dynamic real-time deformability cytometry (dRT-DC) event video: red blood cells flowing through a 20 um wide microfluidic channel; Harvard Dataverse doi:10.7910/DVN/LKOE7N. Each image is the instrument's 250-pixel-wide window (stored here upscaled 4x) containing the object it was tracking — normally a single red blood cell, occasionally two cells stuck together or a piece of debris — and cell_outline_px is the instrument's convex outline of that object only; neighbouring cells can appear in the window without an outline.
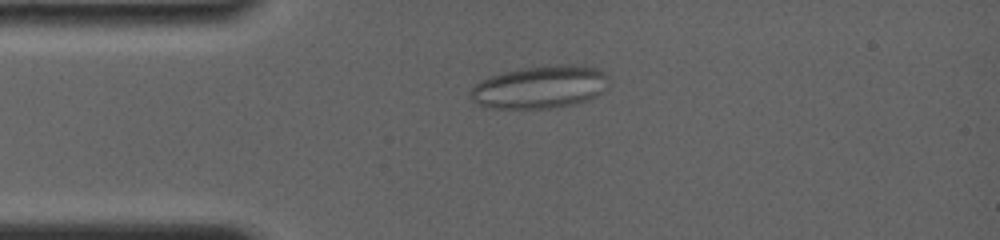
{"species": "common noctule bat (a hibernating species)", "species_latin": "Nyctalus noctula", "temperature_condition": "room temperature", "stored_images_in_passage": 60, "camera_frame_rate_fps": 4000, "um_per_image_px": 0.085, "animal": {"sex": "female", "body_mass_g": 19.0, "forearm_length_mm": 56.7}, "frame": {"image": 1, "passage_image": 7, "time_ms": 1.5, "image_size_px": [1000, 240], "cell_outline_px": [[608, 80], [604, 88], [596, 96], [588, 100], [576, 104], [548, 108], [492, 108], [480, 104], [472, 100], [472, 88], [480, 80], [504, 72], [524, 68], [580, 64], [596, 68], [604, 72], [608, 76]], "centroid_in_image_um": [45.93, 7.41], "position_along_channel_um": 39.1, "area_um2": 33.81}}
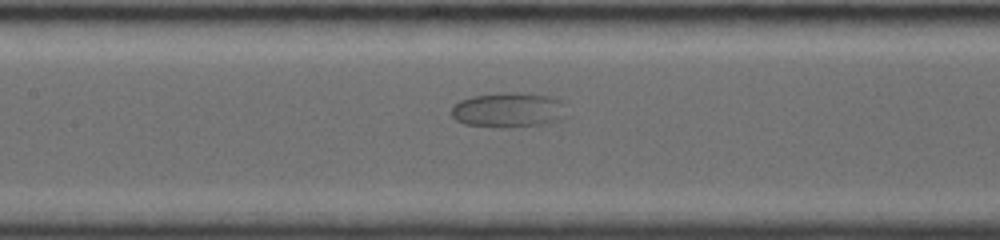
{"frame": {"image": 2, "passage_image": 23, "time_ms": 5.5, "image_size_px": [1000, 240], "cell_outline_px": [[568, 116], [544, 124], [512, 128], [504, 128], [464, 124], [456, 120], [448, 112], [460, 100], [472, 96], [504, 92], [520, 92], [548, 96], [560, 100]], "centroid_in_image_um": [43.19, 9.36], "position_along_channel_um": 164.2, "area_um2": 23.7}}
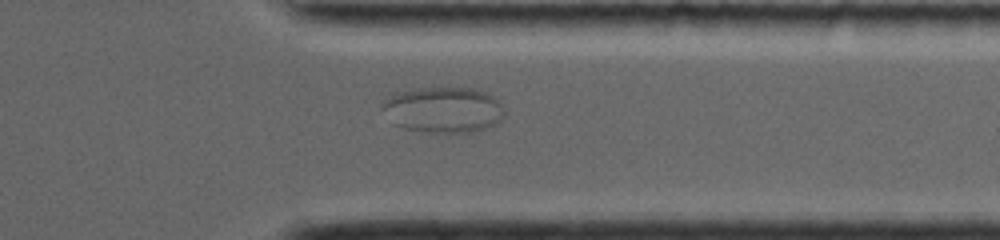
{"frame": {"image": 3, "passage_image": 46, "time_ms": 11.25, "image_size_px": [1000, 240], "cell_outline_px": [[504, 116], [496, 124], [472, 132], [432, 132], [404, 128], [392, 124], [380, 104], [384, 100], [396, 92], [420, 88], [472, 88], [488, 92], [504, 108]], "centroid_in_image_um": [37.67, 9.32], "position_along_channel_um": 373.7, "area_um2": 32.48}}